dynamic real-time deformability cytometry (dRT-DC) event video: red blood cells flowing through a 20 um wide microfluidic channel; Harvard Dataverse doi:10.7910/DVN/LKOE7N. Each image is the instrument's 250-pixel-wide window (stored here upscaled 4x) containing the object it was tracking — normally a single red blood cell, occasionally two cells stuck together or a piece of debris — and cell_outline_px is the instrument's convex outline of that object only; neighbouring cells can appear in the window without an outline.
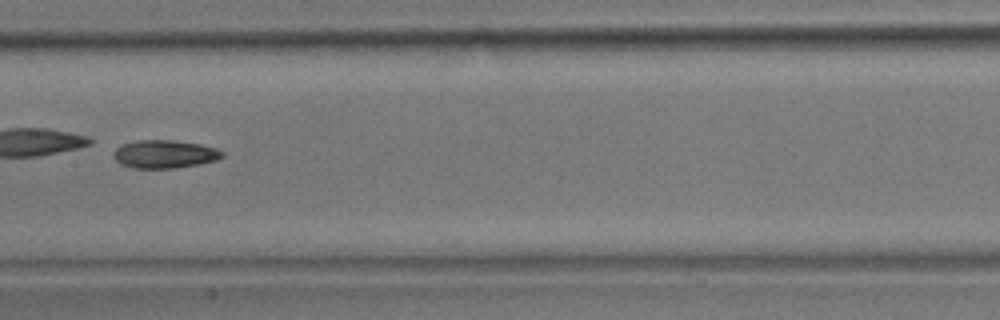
{"species": "common noctule bat (a hibernating species)", "species_latin": "Nyctalus noctula", "temperature_condition": "room temperature", "stored_images_in_passage": 11, "camera_frame_rate_fps": 3000, "um_per_image_px": 0.085, "animal": {"sex": "male", "body_mass_g": 17.9}, "frame": {"image": 1, "passage_image": 8, "time_ms": 2.333, "image_size_px": [1000, 320], "cell_outline_px": [[224, 156], [216, 160], [196, 164], [172, 168], [132, 168], [120, 164], [112, 156], [112, 152], [116, 148], [124, 144], [136, 140], [172, 140], [200, 144], [216, 148], [224, 152]], "centroid_in_image_um": [13.96, 13.09], "position_along_channel_um": 193.4, "area_um2": 17.74}}
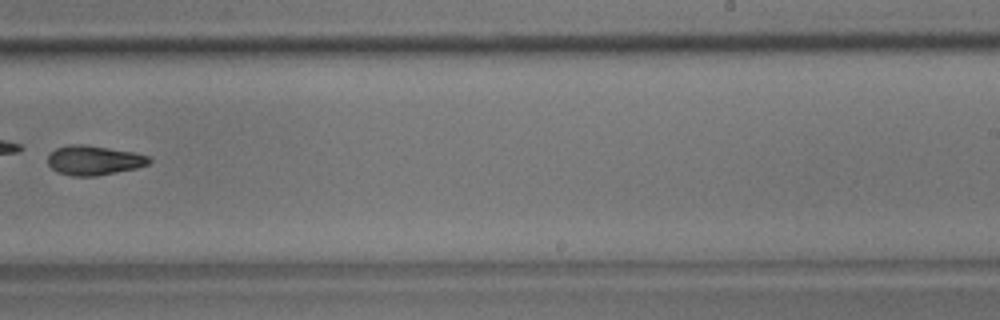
{"frame": {"image": 2, "passage_image": 10, "time_ms": 3.0, "image_size_px": [1000, 320], "cell_outline_px": [[152, 160], [148, 164], [136, 168], [96, 176], [72, 176], [56, 172], [48, 164], [48, 152], [56, 148], [68, 144], [84, 144], [136, 152], [148, 156]], "centroid_in_image_um": [7.95, 13.61], "position_along_channel_um": 281.0, "area_um2": 17.63}}
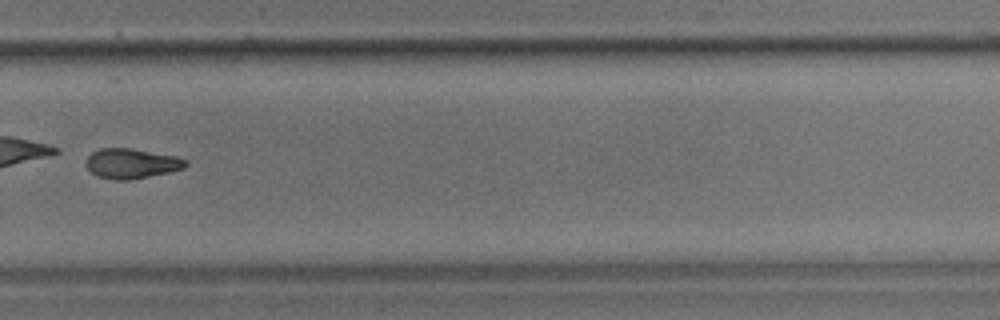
{"frame": {"image": 3, "passage_image": 11, "time_ms": 3.333, "image_size_px": [1000, 320], "cell_outline_px": [[188, 164], [184, 168], [172, 172], [128, 180], [112, 180], [96, 176], [84, 164], [88, 156], [92, 152], [100, 148], [132, 148], [176, 156], [188, 160]], "centroid_in_image_um": [11.19, 13.9], "position_along_channel_um": 318.6, "area_um2": 17.63}}